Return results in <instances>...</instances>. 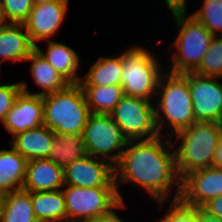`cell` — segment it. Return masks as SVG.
<instances>
[{
	"mask_svg": "<svg viewBox=\"0 0 222 222\" xmlns=\"http://www.w3.org/2000/svg\"><path fill=\"white\" fill-rule=\"evenodd\" d=\"M163 2L170 9L172 16L186 14V0H164Z\"/></svg>",
	"mask_w": 222,
	"mask_h": 222,
	"instance_id": "32",
	"label": "cell"
},
{
	"mask_svg": "<svg viewBox=\"0 0 222 222\" xmlns=\"http://www.w3.org/2000/svg\"><path fill=\"white\" fill-rule=\"evenodd\" d=\"M67 8L68 1H52L33 6L23 25L35 46L36 42L50 41L51 36H55L65 20Z\"/></svg>",
	"mask_w": 222,
	"mask_h": 222,
	"instance_id": "13",
	"label": "cell"
},
{
	"mask_svg": "<svg viewBox=\"0 0 222 222\" xmlns=\"http://www.w3.org/2000/svg\"><path fill=\"white\" fill-rule=\"evenodd\" d=\"M135 46L122 52L121 87L124 95L157 100L153 96H156L164 72L162 66L149 50Z\"/></svg>",
	"mask_w": 222,
	"mask_h": 222,
	"instance_id": "5",
	"label": "cell"
},
{
	"mask_svg": "<svg viewBox=\"0 0 222 222\" xmlns=\"http://www.w3.org/2000/svg\"><path fill=\"white\" fill-rule=\"evenodd\" d=\"M4 197H5V194L0 193V216H1V213H2V208H3V203H4Z\"/></svg>",
	"mask_w": 222,
	"mask_h": 222,
	"instance_id": "37",
	"label": "cell"
},
{
	"mask_svg": "<svg viewBox=\"0 0 222 222\" xmlns=\"http://www.w3.org/2000/svg\"><path fill=\"white\" fill-rule=\"evenodd\" d=\"M212 166L218 169H222V133L219 138L218 146L214 151Z\"/></svg>",
	"mask_w": 222,
	"mask_h": 222,
	"instance_id": "34",
	"label": "cell"
},
{
	"mask_svg": "<svg viewBox=\"0 0 222 222\" xmlns=\"http://www.w3.org/2000/svg\"><path fill=\"white\" fill-rule=\"evenodd\" d=\"M192 15L213 36H222V0H203L202 7Z\"/></svg>",
	"mask_w": 222,
	"mask_h": 222,
	"instance_id": "27",
	"label": "cell"
},
{
	"mask_svg": "<svg viewBox=\"0 0 222 222\" xmlns=\"http://www.w3.org/2000/svg\"><path fill=\"white\" fill-rule=\"evenodd\" d=\"M81 87L92 114L109 115L124 96L121 85Z\"/></svg>",
	"mask_w": 222,
	"mask_h": 222,
	"instance_id": "25",
	"label": "cell"
},
{
	"mask_svg": "<svg viewBox=\"0 0 222 222\" xmlns=\"http://www.w3.org/2000/svg\"><path fill=\"white\" fill-rule=\"evenodd\" d=\"M86 155L87 151L82 135H65L55 133V138L53 140L48 159L60 167L65 168L73 161Z\"/></svg>",
	"mask_w": 222,
	"mask_h": 222,
	"instance_id": "24",
	"label": "cell"
},
{
	"mask_svg": "<svg viewBox=\"0 0 222 222\" xmlns=\"http://www.w3.org/2000/svg\"><path fill=\"white\" fill-rule=\"evenodd\" d=\"M219 78L188 72L193 112L196 121L217 122L222 118V83Z\"/></svg>",
	"mask_w": 222,
	"mask_h": 222,
	"instance_id": "10",
	"label": "cell"
},
{
	"mask_svg": "<svg viewBox=\"0 0 222 222\" xmlns=\"http://www.w3.org/2000/svg\"><path fill=\"white\" fill-rule=\"evenodd\" d=\"M222 195V169L202 168L189 172L181 179L180 199L201 208L206 202Z\"/></svg>",
	"mask_w": 222,
	"mask_h": 222,
	"instance_id": "12",
	"label": "cell"
},
{
	"mask_svg": "<svg viewBox=\"0 0 222 222\" xmlns=\"http://www.w3.org/2000/svg\"><path fill=\"white\" fill-rule=\"evenodd\" d=\"M35 49L23 24L5 23L0 28V65L4 60L25 61Z\"/></svg>",
	"mask_w": 222,
	"mask_h": 222,
	"instance_id": "16",
	"label": "cell"
},
{
	"mask_svg": "<svg viewBox=\"0 0 222 222\" xmlns=\"http://www.w3.org/2000/svg\"><path fill=\"white\" fill-rule=\"evenodd\" d=\"M47 44L46 53L38 45L36 49L70 84L80 83L82 77L77 74L80 59L74 49L52 39Z\"/></svg>",
	"mask_w": 222,
	"mask_h": 222,
	"instance_id": "19",
	"label": "cell"
},
{
	"mask_svg": "<svg viewBox=\"0 0 222 222\" xmlns=\"http://www.w3.org/2000/svg\"><path fill=\"white\" fill-rule=\"evenodd\" d=\"M33 6L32 0H0V12L5 23L23 24Z\"/></svg>",
	"mask_w": 222,
	"mask_h": 222,
	"instance_id": "28",
	"label": "cell"
},
{
	"mask_svg": "<svg viewBox=\"0 0 222 222\" xmlns=\"http://www.w3.org/2000/svg\"><path fill=\"white\" fill-rule=\"evenodd\" d=\"M44 125L54 133L82 135L91 114L79 83L69 84L55 93L42 96Z\"/></svg>",
	"mask_w": 222,
	"mask_h": 222,
	"instance_id": "4",
	"label": "cell"
},
{
	"mask_svg": "<svg viewBox=\"0 0 222 222\" xmlns=\"http://www.w3.org/2000/svg\"><path fill=\"white\" fill-rule=\"evenodd\" d=\"M201 208L206 213L222 220V195L209 200Z\"/></svg>",
	"mask_w": 222,
	"mask_h": 222,
	"instance_id": "31",
	"label": "cell"
},
{
	"mask_svg": "<svg viewBox=\"0 0 222 222\" xmlns=\"http://www.w3.org/2000/svg\"><path fill=\"white\" fill-rule=\"evenodd\" d=\"M155 119L159 134H163L164 125L170 127L171 136L196 122L193 102L188 86V72H164L160 78L155 96Z\"/></svg>",
	"mask_w": 222,
	"mask_h": 222,
	"instance_id": "2",
	"label": "cell"
},
{
	"mask_svg": "<svg viewBox=\"0 0 222 222\" xmlns=\"http://www.w3.org/2000/svg\"><path fill=\"white\" fill-rule=\"evenodd\" d=\"M64 168L48 158L27 161L22 189L29 192H47L63 189Z\"/></svg>",
	"mask_w": 222,
	"mask_h": 222,
	"instance_id": "15",
	"label": "cell"
},
{
	"mask_svg": "<svg viewBox=\"0 0 222 222\" xmlns=\"http://www.w3.org/2000/svg\"><path fill=\"white\" fill-rule=\"evenodd\" d=\"M22 91L20 81L14 84H0V121L3 122L6 114L12 109L16 97Z\"/></svg>",
	"mask_w": 222,
	"mask_h": 222,
	"instance_id": "30",
	"label": "cell"
},
{
	"mask_svg": "<svg viewBox=\"0 0 222 222\" xmlns=\"http://www.w3.org/2000/svg\"><path fill=\"white\" fill-rule=\"evenodd\" d=\"M67 186L62 189L66 206V222H87L109 214L113 209L125 208L117 187L83 188Z\"/></svg>",
	"mask_w": 222,
	"mask_h": 222,
	"instance_id": "7",
	"label": "cell"
},
{
	"mask_svg": "<svg viewBox=\"0 0 222 222\" xmlns=\"http://www.w3.org/2000/svg\"><path fill=\"white\" fill-rule=\"evenodd\" d=\"M172 138L165 142L163 135L141 139L138 142L128 140L126 149L114 165L115 182L122 202L119 182L140 185L160 205L169 200L172 186H176L177 189L172 200L180 197L181 178L176 166L175 150H172L176 143L171 140Z\"/></svg>",
	"mask_w": 222,
	"mask_h": 222,
	"instance_id": "1",
	"label": "cell"
},
{
	"mask_svg": "<svg viewBox=\"0 0 222 222\" xmlns=\"http://www.w3.org/2000/svg\"><path fill=\"white\" fill-rule=\"evenodd\" d=\"M2 123L13 136L42 126L44 124L42 96L21 91Z\"/></svg>",
	"mask_w": 222,
	"mask_h": 222,
	"instance_id": "14",
	"label": "cell"
},
{
	"mask_svg": "<svg viewBox=\"0 0 222 222\" xmlns=\"http://www.w3.org/2000/svg\"><path fill=\"white\" fill-rule=\"evenodd\" d=\"M173 16L178 28L173 46L176 51L170 56L172 73L193 72L208 51L213 34L210 33L193 15Z\"/></svg>",
	"mask_w": 222,
	"mask_h": 222,
	"instance_id": "6",
	"label": "cell"
},
{
	"mask_svg": "<svg viewBox=\"0 0 222 222\" xmlns=\"http://www.w3.org/2000/svg\"><path fill=\"white\" fill-rule=\"evenodd\" d=\"M0 222H39L34 214L31 192L19 189L5 194Z\"/></svg>",
	"mask_w": 222,
	"mask_h": 222,
	"instance_id": "23",
	"label": "cell"
},
{
	"mask_svg": "<svg viewBox=\"0 0 222 222\" xmlns=\"http://www.w3.org/2000/svg\"><path fill=\"white\" fill-rule=\"evenodd\" d=\"M52 1H68V0H32L33 5H40V4H44V3H48Z\"/></svg>",
	"mask_w": 222,
	"mask_h": 222,
	"instance_id": "36",
	"label": "cell"
},
{
	"mask_svg": "<svg viewBox=\"0 0 222 222\" xmlns=\"http://www.w3.org/2000/svg\"><path fill=\"white\" fill-rule=\"evenodd\" d=\"M122 53L118 56L99 57L82 77L81 86L121 85Z\"/></svg>",
	"mask_w": 222,
	"mask_h": 222,
	"instance_id": "21",
	"label": "cell"
},
{
	"mask_svg": "<svg viewBox=\"0 0 222 222\" xmlns=\"http://www.w3.org/2000/svg\"><path fill=\"white\" fill-rule=\"evenodd\" d=\"M55 138L53 130L44 124L12 136L10 145L28 161L49 157Z\"/></svg>",
	"mask_w": 222,
	"mask_h": 222,
	"instance_id": "17",
	"label": "cell"
},
{
	"mask_svg": "<svg viewBox=\"0 0 222 222\" xmlns=\"http://www.w3.org/2000/svg\"><path fill=\"white\" fill-rule=\"evenodd\" d=\"M170 201L167 213L159 222H198V207L188 205L180 198Z\"/></svg>",
	"mask_w": 222,
	"mask_h": 222,
	"instance_id": "29",
	"label": "cell"
},
{
	"mask_svg": "<svg viewBox=\"0 0 222 222\" xmlns=\"http://www.w3.org/2000/svg\"><path fill=\"white\" fill-rule=\"evenodd\" d=\"M64 185L83 188L117 187L114 165L108 160L87 154L64 168Z\"/></svg>",
	"mask_w": 222,
	"mask_h": 222,
	"instance_id": "11",
	"label": "cell"
},
{
	"mask_svg": "<svg viewBox=\"0 0 222 222\" xmlns=\"http://www.w3.org/2000/svg\"><path fill=\"white\" fill-rule=\"evenodd\" d=\"M87 222H124V220H122L120 216L117 215V212H115V209H113L109 214L93 218Z\"/></svg>",
	"mask_w": 222,
	"mask_h": 222,
	"instance_id": "33",
	"label": "cell"
},
{
	"mask_svg": "<svg viewBox=\"0 0 222 222\" xmlns=\"http://www.w3.org/2000/svg\"><path fill=\"white\" fill-rule=\"evenodd\" d=\"M198 222H222V220L206 213L202 208H198Z\"/></svg>",
	"mask_w": 222,
	"mask_h": 222,
	"instance_id": "35",
	"label": "cell"
},
{
	"mask_svg": "<svg viewBox=\"0 0 222 222\" xmlns=\"http://www.w3.org/2000/svg\"><path fill=\"white\" fill-rule=\"evenodd\" d=\"M27 161L12 146L9 150H0V193L8 194L22 189Z\"/></svg>",
	"mask_w": 222,
	"mask_h": 222,
	"instance_id": "20",
	"label": "cell"
},
{
	"mask_svg": "<svg viewBox=\"0 0 222 222\" xmlns=\"http://www.w3.org/2000/svg\"><path fill=\"white\" fill-rule=\"evenodd\" d=\"M193 72L201 76L222 78V36H213L208 51Z\"/></svg>",
	"mask_w": 222,
	"mask_h": 222,
	"instance_id": "26",
	"label": "cell"
},
{
	"mask_svg": "<svg viewBox=\"0 0 222 222\" xmlns=\"http://www.w3.org/2000/svg\"><path fill=\"white\" fill-rule=\"evenodd\" d=\"M25 61L32 62L30 70L33 80L36 85L43 90L40 93H31L27 88L26 82L21 81L20 85L23 92L44 96L61 91L70 84L50 63L47 62L37 49H35Z\"/></svg>",
	"mask_w": 222,
	"mask_h": 222,
	"instance_id": "18",
	"label": "cell"
},
{
	"mask_svg": "<svg viewBox=\"0 0 222 222\" xmlns=\"http://www.w3.org/2000/svg\"><path fill=\"white\" fill-rule=\"evenodd\" d=\"M34 214L39 222H66V206L62 189L31 192Z\"/></svg>",
	"mask_w": 222,
	"mask_h": 222,
	"instance_id": "22",
	"label": "cell"
},
{
	"mask_svg": "<svg viewBox=\"0 0 222 222\" xmlns=\"http://www.w3.org/2000/svg\"><path fill=\"white\" fill-rule=\"evenodd\" d=\"M5 24L4 20H3V17H2V14L0 12V28Z\"/></svg>",
	"mask_w": 222,
	"mask_h": 222,
	"instance_id": "38",
	"label": "cell"
},
{
	"mask_svg": "<svg viewBox=\"0 0 222 222\" xmlns=\"http://www.w3.org/2000/svg\"><path fill=\"white\" fill-rule=\"evenodd\" d=\"M82 137L88 155L101 156L100 158L110 161L113 165L119 161L128 142L116 122L110 115L105 114L91 113Z\"/></svg>",
	"mask_w": 222,
	"mask_h": 222,
	"instance_id": "8",
	"label": "cell"
},
{
	"mask_svg": "<svg viewBox=\"0 0 222 222\" xmlns=\"http://www.w3.org/2000/svg\"><path fill=\"white\" fill-rule=\"evenodd\" d=\"M221 133L220 123L196 121L174 135L180 141L174 150L181 179L194 170L212 167Z\"/></svg>",
	"mask_w": 222,
	"mask_h": 222,
	"instance_id": "3",
	"label": "cell"
},
{
	"mask_svg": "<svg viewBox=\"0 0 222 222\" xmlns=\"http://www.w3.org/2000/svg\"><path fill=\"white\" fill-rule=\"evenodd\" d=\"M151 102L154 104V100L124 95L109 114L127 140L151 139L160 135Z\"/></svg>",
	"mask_w": 222,
	"mask_h": 222,
	"instance_id": "9",
	"label": "cell"
}]
</instances>
